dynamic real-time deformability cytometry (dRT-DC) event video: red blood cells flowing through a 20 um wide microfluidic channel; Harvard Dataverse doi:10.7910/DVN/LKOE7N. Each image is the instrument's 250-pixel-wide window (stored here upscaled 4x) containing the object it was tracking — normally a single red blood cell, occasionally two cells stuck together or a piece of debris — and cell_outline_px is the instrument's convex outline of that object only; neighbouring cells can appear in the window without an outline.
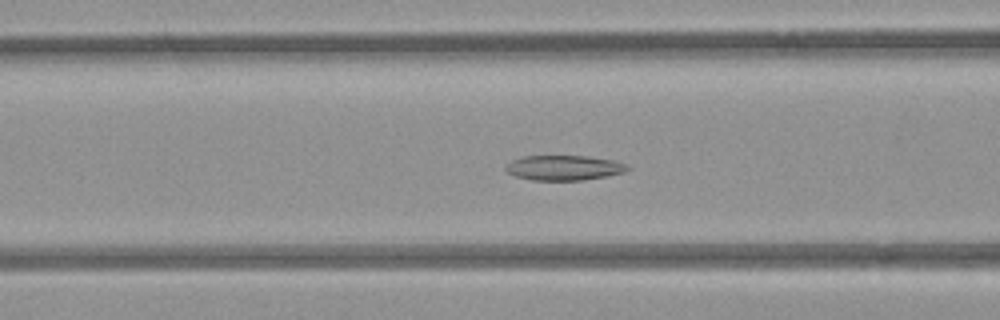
{"species": "common noctule bat (a hibernating species)", "species_latin": "Nyctalus noctula", "temperature_condition": "room temperature", "stored_images_in_passage": 48, "camera_frame_rate_fps": 3000, "um_per_image_px": 0.085, "animal": {"sex": "female", "body_mass_g": 21.9}, "frame": {"image": 1, "passage_image": 16, "time_ms": 5.0, "image_size_px": [1000, 320], "cell_outline_px": [[632, 168], [624, 172], [608, 176], [580, 180], [532, 180], [516, 176], [508, 172], [504, 168], [504, 164], [520, 156], [588, 156], [612, 160], [628, 164]], "centroid_in_image_um": [47.93, 14.25], "position_along_channel_um": 118.7, "area_um2": 17.86}}
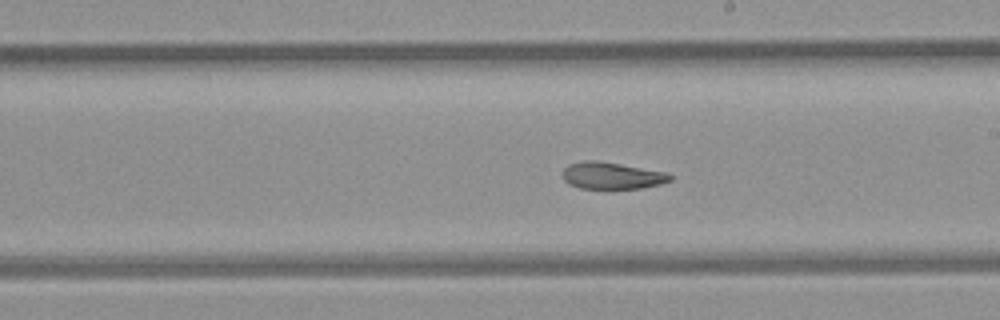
{"frame": {"image": 2, "passage_image": 25, "time_ms": 8.0, "image_size_px": [1000, 320], "cell_outline_px": [[672, 180], [660, 184], [640, 188], [608, 192], [580, 188], [568, 184], [564, 180], [564, 168], [568, 164], [584, 160], [600, 160], [664, 172], [672, 176]], "centroid_in_image_um": [51.97, 14.97], "position_along_channel_um": 237.0, "area_um2": 17.57}}
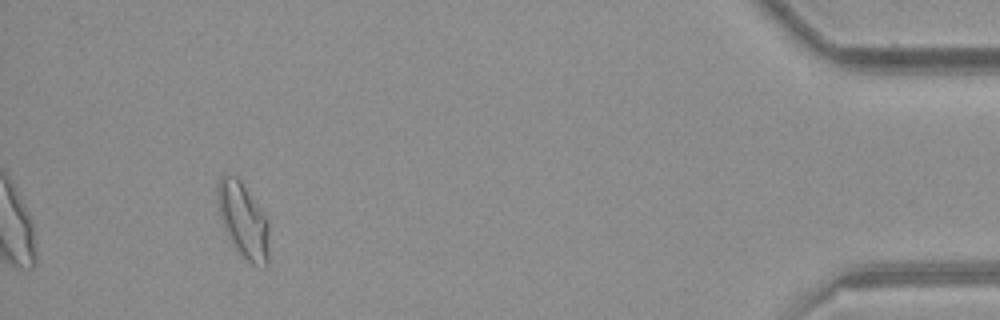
{"frame": {"image": 3, "passage_image": 44, "time_ms": 14.333, "image_size_px": [1000, 320], "cell_outline_px": [[268, 264], [264, 268], [252, 264], [232, 244], [224, 228], [216, 204], [216, 188], [220, 176], [228, 172], [232, 172], [240, 180], [264, 216], [268, 224]], "centroid_in_image_um": [20.62, 18.68], "position_along_channel_um": 414.6, "area_um2": 22.43}, "authors_computed_cell_mechanics": {"area_um2": 19.363, "velocity_mm_per_s": 3.9402, "shape_relaxation_time_tau1_ms": null, "shape_relaxation_time_tau2_ms": 3.3026, "deformation_change_tau1": null, "deformation_change_tau2": 0.0892}}